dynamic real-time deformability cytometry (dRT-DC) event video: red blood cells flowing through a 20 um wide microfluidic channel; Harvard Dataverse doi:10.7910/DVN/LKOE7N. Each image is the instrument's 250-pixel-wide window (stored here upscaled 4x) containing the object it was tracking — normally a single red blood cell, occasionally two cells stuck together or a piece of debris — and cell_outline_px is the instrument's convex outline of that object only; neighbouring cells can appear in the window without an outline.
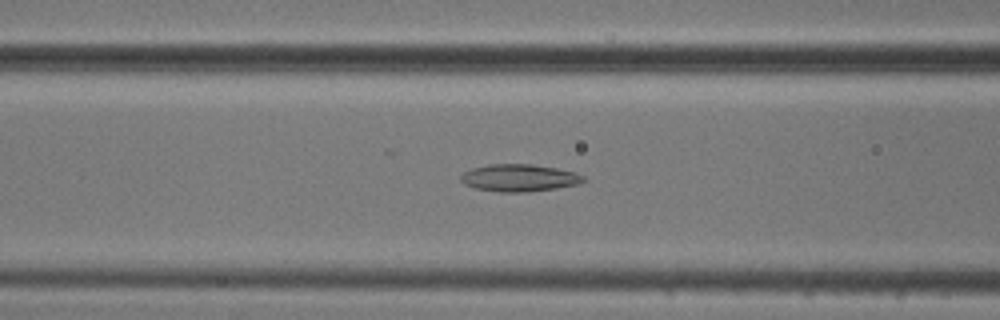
{"species": "common noctule bat (a hibernating species)", "species_latin": "Nyctalus noctula", "temperature_condition": "cold", "stored_images_in_passage": 46, "camera_frame_rate_fps": 3000, "um_per_image_px": 0.085, "animal": {"sex": "male", "body_mass_g": 20.5, "forearm_length_mm": 52.5}, "frame": {"image": 1, "passage_image": 20, "time_ms": 6.333, "image_size_px": [1000, 320], "cell_outline_px": [[588, 180], [576, 184], [556, 188], [528, 192], [500, 192], [476, 188], [464, 184], [460, 180], [460, 176], [464, 172], [472, 168], [488, 164], [532, 164], [556, 168], [576, 172], [584, 176]], "centroid_in_image_um": [44.14, 15.11], "position_along_channel_um": 122.5, "area_um2": 19.54}}
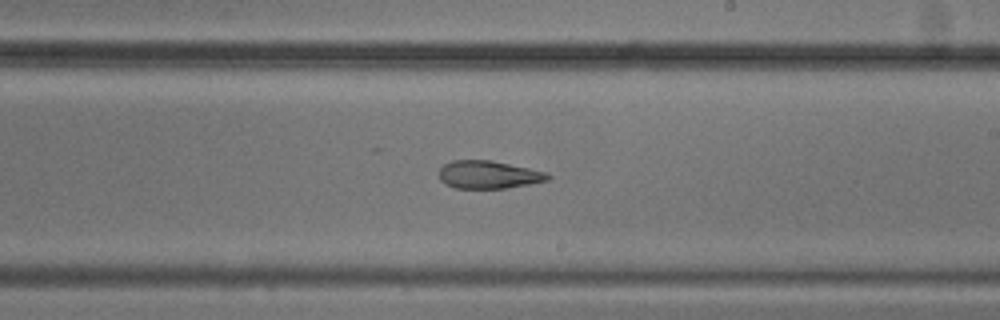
{"frame": {"image": 2, "passage_image": 30, "time_ms": 9.667, "image_size_px": [1000, 320], "cell_outline_px": [[552, 176], [548, 180], [508, 188], [456, 188], [440, 180], [440, 168], [444, 164], [452, 160], [492, 160], [528, 168], [544, 172]], "centroid_in_image_um": [41.52, 14.84], "position_along_channel_um": 247.5, "area_um2": 17.46}}
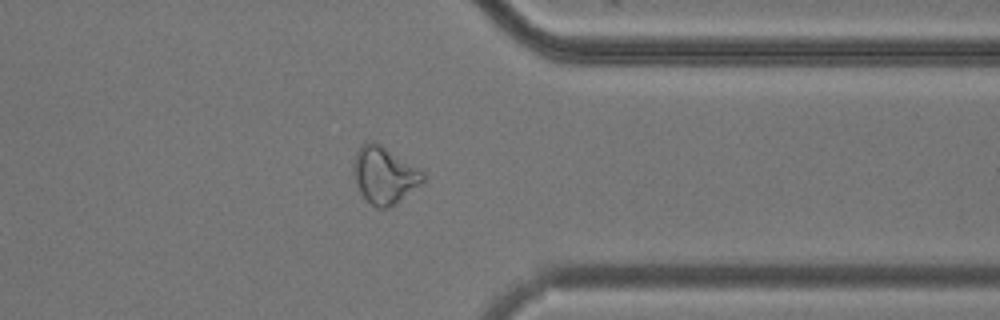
{"frame": {"image": 3, "passage_image": 41, "time_ms": 13.333, "image_size_px": [1000, 320], "cell_outline_px": [[424, 180], [420, 184], [396, 204], [388, 208], [376, 208], [360, 192], [352, 176], [352, 168], [356, 152], [360, 144], [372, 140], [380, 144], [420, 168], [424, 172]], "centroid_in_image_um": [32.64, 14.87], "position_along_channel_um": 378.8, "area_um2": 23.18}, "authors_computed_cell_mechanics": {"area_um2": 21.0103, "velocity_mm_per_s": 3.7528, "shape_relaxation_time_tau1_ms": null, "shape_relaxation_time_tau2_ms": 5.1368, "deformation_change_tau1": null, "deformation_change_tau2": 0.1349}}